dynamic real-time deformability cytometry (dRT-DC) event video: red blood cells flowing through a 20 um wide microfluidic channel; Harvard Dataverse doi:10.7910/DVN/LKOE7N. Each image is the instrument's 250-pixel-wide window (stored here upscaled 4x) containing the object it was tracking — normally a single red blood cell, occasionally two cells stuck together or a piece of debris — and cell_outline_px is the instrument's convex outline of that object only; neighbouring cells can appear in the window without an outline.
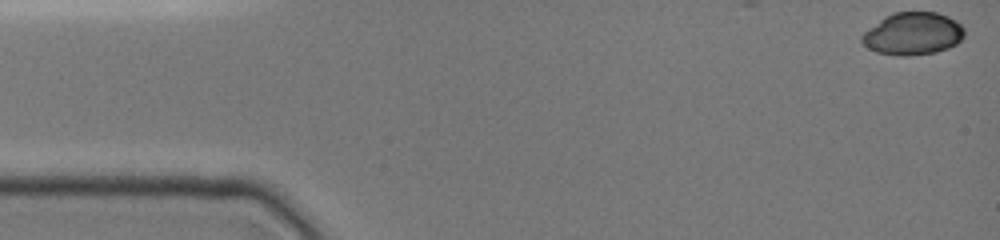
{"species": "common noctule bat (a hibernating species)", "species_latin": "Nyctalus noctula", "temperature_condition": "cold", "stored_images_in_passage": 7, "camera_frame_rate_fps": 3000, "um_per_image_px": 0.085, "animal": {"sex": "female", "body_mass_g": 19.0, "forearm_length_mm": 51.5}, "frame": {"image": 1, "passage_image": 1, "time_ms": 0.0, "image_size_px": [1000, 240], "cell_outline_px": [[964, 36], [956, 44], [948, 48], [936, 52], [908, 56], [900, 56], [876, 52], [868, 48], [860, 40], [860, 36], [864, 32], [884, 16], [892, 12], [936, 12], [948, 16], [956, 20], [964, 28]], "centroid_in_image_um": [77.58, 2.86], "position_along_channel_um": 7.4, "area_um2": 25.55}}
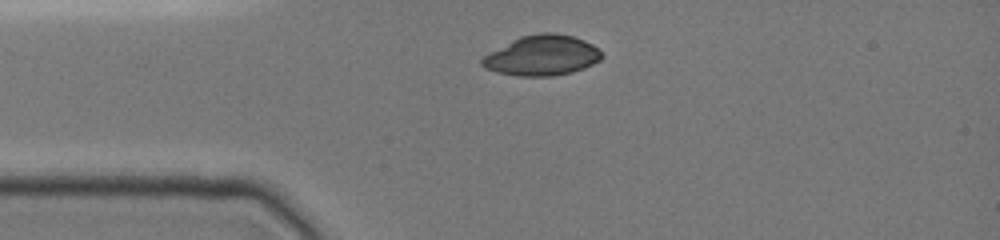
{"frame": {"image": 2, "passage_image": 6, "time_ms": 3.333, "image_size_px": [1000, 240], "cell_outline_px": [[604, 56], [600, 60], [584, 68], [572, 72], [552, 76], [516, 76], [496, 72], [484, 68], [480, 64], [480, 60], [484, 56], [512, 40], [520, 36], [540, 32], [556, 32], [572, 36], [584, 40], [600, 48]], "centroid_in_image_um": [46.09, 4.71], "position_along_channel_um": 38.9, "area_um2": 28.26}}